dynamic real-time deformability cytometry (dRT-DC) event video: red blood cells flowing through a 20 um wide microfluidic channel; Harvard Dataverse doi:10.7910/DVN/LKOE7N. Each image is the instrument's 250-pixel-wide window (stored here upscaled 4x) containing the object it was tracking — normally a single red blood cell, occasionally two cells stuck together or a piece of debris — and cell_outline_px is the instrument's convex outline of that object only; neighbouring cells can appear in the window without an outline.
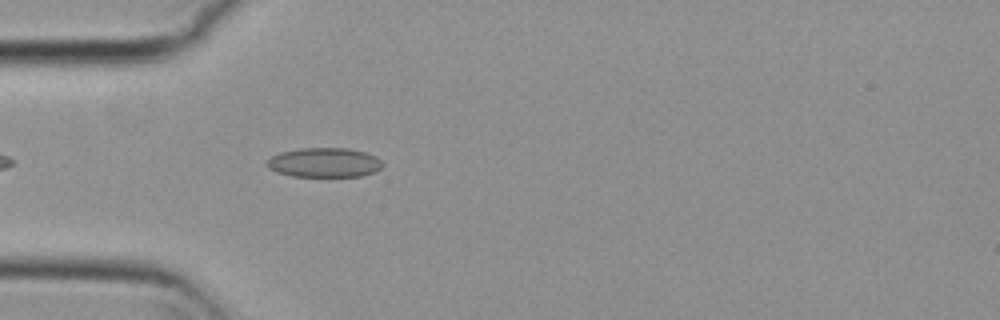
{"species": "common noctule bat (a hibernating species)", "species_latin": "Nyctalus noctula", "temperature_condition": "cold", "stored_images_in_passage": 39, "camera_frame_rate_fps": 3000, "um_per_image_px": 0.085, "animal": {"sex": "female", "body_mass_g": 29.2, "forearm_length_mm": 56.3}, "frame": {"image": 1, "passage_image": 4, "time_ms": 1.0, "image_size_px": [1000, 320], "cell_outline_px": [[384, 164], [376, 172], [360, 176], [292, 176], [276, 172], [268, 168], [268, 160], [272, 156], [280, 152], [300, 148], [348, 148], [364, 152], [376, 156]], "centroid_in_image_um": [27.58, 13.81], "position_along_channel_um": 57.4, "area_um2": 19.83}}
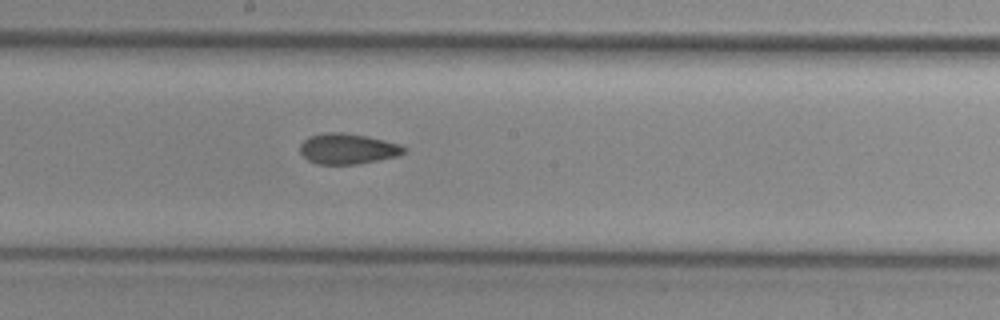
{"frame": {"image": 2, "passage_image": 17, "time_ms": 5.333, "image_size_px": [1000, 320], "cell_outline_px": [[408, 148], [404, 152], [396, 156], [356, 164], [316, 164], [308, 160], [300, 152], [300, 144], [308, 136], [324, 132], [344, 132], [368, 136], [400, 144]], "centroid_in_image_um": [29.53, 12.63], "position_along_channel_um": 218.7, "area_um2": 18.55}}
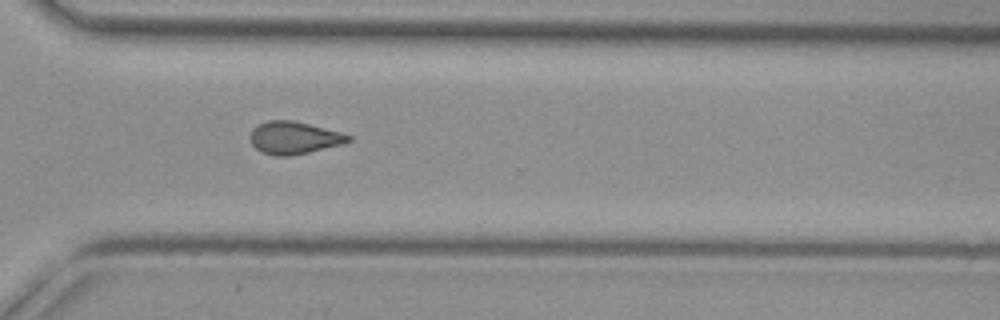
{"frame": {"image": 3, "passage_image": 27, "time_ms": 8.667, "image_size_px": [1000, 320], "cell_outline_px": [[352, 140], [344, 144], [308, 152], [288, 156], [272, 156], [260, 152], [252, 144], [248, 136], [252, 128], [256, 124], [268, 120], [292, 120], [340, 132], [352, 136]], "centroid_in_image_um": [24.94, 11.71], "position_along_channel_um": 345.7, "area_um2": 18.79}}